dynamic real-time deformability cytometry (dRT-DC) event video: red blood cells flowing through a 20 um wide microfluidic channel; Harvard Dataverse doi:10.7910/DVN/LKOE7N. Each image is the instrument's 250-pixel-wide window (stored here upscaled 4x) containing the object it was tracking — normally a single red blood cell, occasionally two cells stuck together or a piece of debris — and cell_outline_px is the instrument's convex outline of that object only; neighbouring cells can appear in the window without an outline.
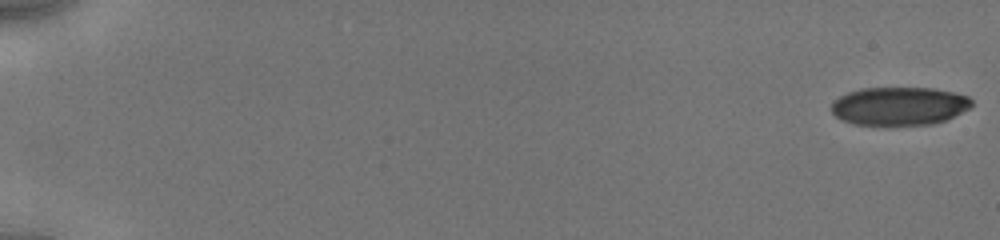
{"species": "human", "species_latin": "Homo sapiens", "temperature_condition": "cold", "stored_images_in_passage": 20, "camera_frame_rate_fps": 3000, "um_per_image_px": 0.085, "donor": {"sex": "male"}, "frame": {"image": 1, "passage_image": 1, "time_ms": 0.0, "image_size_px": [1000, 240], "cell_outline_px": [[972, 104], [968, 108], [944, 120], [932, 124], [856, 124], [844, 120], [836, 116], [832, 112], [832, 100], [848, 92], [860, 88], [932, 88], [952, 92], [968, 96], [972, 100]], "centroid_in_image_um": [76.41, 8.99], "position_along_channel_um": 8.6, "area_um2": 30.81}}
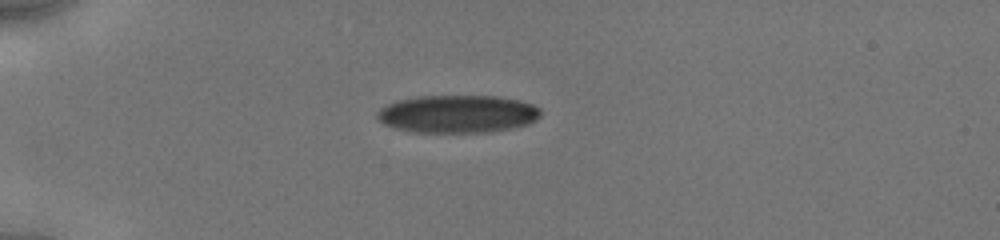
{"frame": {"image": 2, "passage_image": 11, "time_ms": 5.0, "image_size_px": [1000, 240], "cell_outline_px": [[540, 116], [536, 120], [528, 124], [512, 128], [488, 132], [412, 132], [396, 128], [384, 124], [376, 116], [376, 112], [380, 108], [396, 100], [416, 96], [496, 96], [520, 100], [532, 104], [540, 108]], "centroid_in_image_um": [38.89, 9.68], "position_along_channel_um": 46.1, "area_um2": 36.13}}
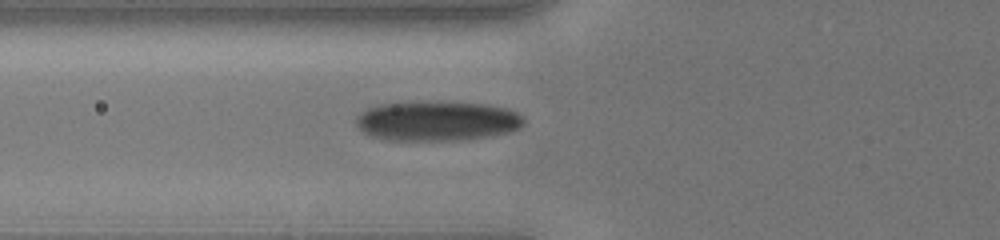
{"frame": {"image": 3, "passage_image": 16, "time_ms": 7.0, "image_size_px": [1000, 240], "cell_outline_px": [[524, 124], [520, 128], [508, 132], [492, 136], [468, 140], [384, 140], [368, 136], [356, 124], [356, 116], [360, 112], [368, 108], [384, 104], [484, 104], [508, 108], [524, 116]], "centroid_in_image_um": [37.18, 10.34], "position_along_channel_um": 88.6, "area_um2": 38.15}}